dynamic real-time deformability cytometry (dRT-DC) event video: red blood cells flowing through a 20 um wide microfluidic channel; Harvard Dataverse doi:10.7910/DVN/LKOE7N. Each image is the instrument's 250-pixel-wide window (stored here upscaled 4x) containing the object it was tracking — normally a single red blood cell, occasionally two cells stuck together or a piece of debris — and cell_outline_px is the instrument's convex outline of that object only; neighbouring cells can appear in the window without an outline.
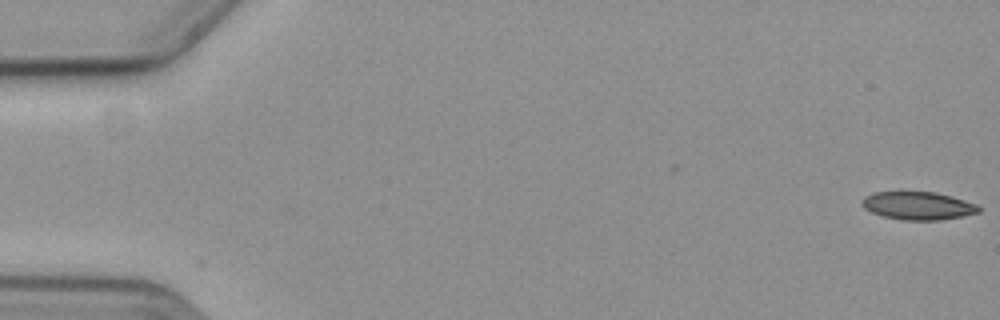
{"species": "common noctule bat (a hibernating species)", "species_latin": "Nyctalus noctula", "temperature_condition": "cold", "stored_images_in_passage": 50, "camera_frame_rate_fps": 3000, "um_per_image_px": 0.085, "animal": {"sex": "female", "body_mass_g": 19.3, "forearm_length_mm": 54.1}, "frame": {"image": 1, "passage_image": 1, "time_ms": 0.0, "image_size_px": [1000, 320], "cell_outline_px": [[980, 212], [940, 220], [904, 220], [884, 216], [872, 212], [864, 208], [864, 196], [872, 192], [936, 192], [952, 196], [976, 204], [980, 208]], "centroid_in_image_um": [78.05, 17.48], "position_along_channel_um": 7.0, "area_um2": 18.79}}
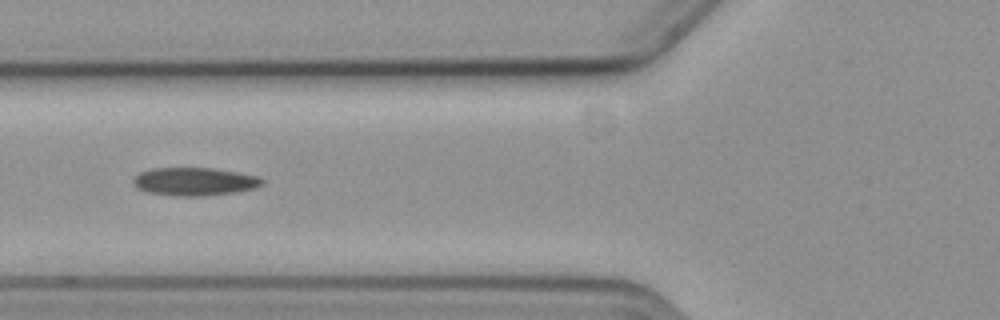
{"frame": {"image": 2, "passage_image": 23, "time_ms": 7.333, "image_size_px": [1000, 320], "cell_outline_px": [[264, 184], [256, 188], [236, 192], [204, 196], [172, 196], [144, 192], [136, 188], [132, 184], [132, 180], [140, 172], [152, 168], [212, 168], [236, 172], [256, 176], [264, 180]], "centroid_in_image_um": [16.49, 15.44], "position_along_channel_um": 109.3, "area_um2": 21.33}}
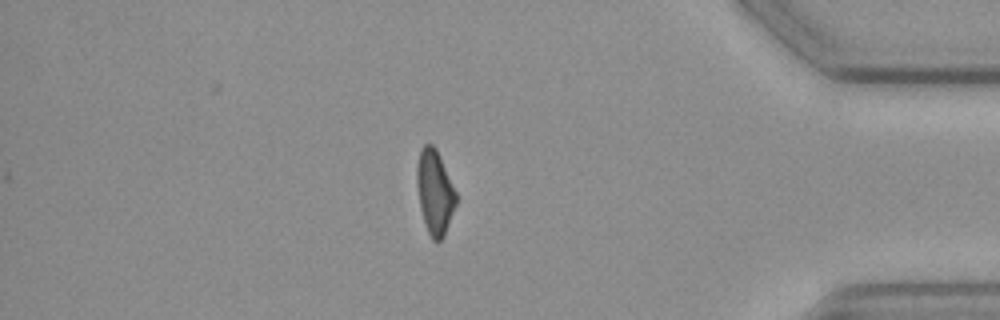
{"frame": {"image": 3, "passage_image": 50, "time_ms": 16.333, "image_size_px": [1000, 320], "cell_outline_px": [[456, 204], [444, 236], [440, 240], [432, 240], [428, 232], [420, 208], [416, 184], [416, 168], [420, 148], [424, 144], [432, 144], [436, 148], [456, 192]], "centroid_in_image_um": [36.93, 16.3], "position_along_channel_um": 398.3, "area_um2": 19.13}, "authors_computed_cell_mechanics": {"area_um2": 20.4034, "velocity_mm_per_s": 3.6066, "shape_relaxation_time_tau1_ms": null, "shape_relaxation_time_tau2_ms": 5.7844, "deformation_change_tau1": null, "deformation_change_tau2": 0.1345}}